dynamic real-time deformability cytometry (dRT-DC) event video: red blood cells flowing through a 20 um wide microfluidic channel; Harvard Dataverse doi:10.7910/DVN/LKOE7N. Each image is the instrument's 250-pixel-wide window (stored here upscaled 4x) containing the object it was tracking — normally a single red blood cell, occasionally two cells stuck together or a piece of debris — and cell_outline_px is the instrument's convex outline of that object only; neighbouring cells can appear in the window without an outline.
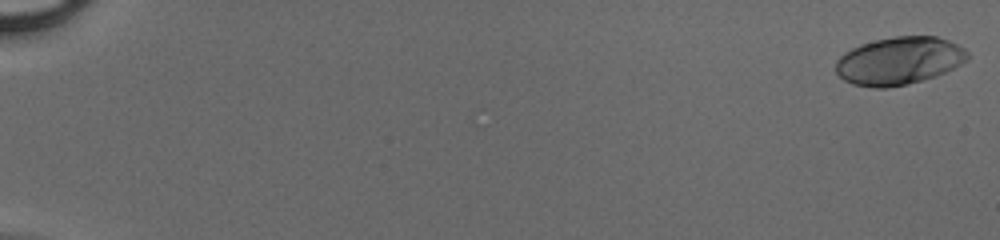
{"species": "human", "species_latin": "Homo sapiens", "temperature_condition": "cold", "stored_images_in_passage": 20, "camera_frame_rate_fps": 3000, "um_per_image_px": 0.085, "donor": {"sex": "male"}, "frame": {"image": 1, "passage_image": 1, "time_ms": 0.0, "image_size_px": [1000, 240], "cell_outline_px": [[968, 60], [944, 72], [908, 84], [884, 88], [876, 88], [852, 84], [844, 80], [836, 72], [836, 60], [844, 52], [860, 44], [876, 40], [896, 36], [936, 36], [948, 40], [964, 48], [968, 52]], "centroid_in_image_um": [76.4, 5.16], "position_along_channel_um": 8.6, "area_um2": 36.41}}
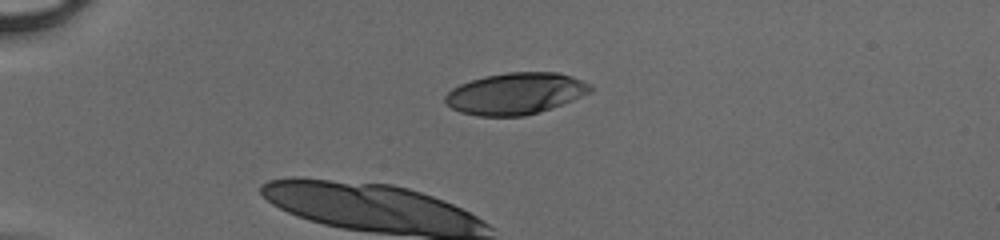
{"frame": {"image": 2, "passage_image": 14, "time_ms": 4.333, "image_size_px": [1000, 240], "cell_outline_px": [[592, 92], [540, 112], [524, 116], [476, 116], [460, 112], [452, 108], [444, 100], [444, 96], [452, 88], [460, 84], [484, 76], [508, 72], [560, 72], [572, 76], [588, 84], [592, 88]], "centroid_in_image_um": [43.8, 7.95], "position_along_channel_um": 41.2, "area_um2": 35.08}}